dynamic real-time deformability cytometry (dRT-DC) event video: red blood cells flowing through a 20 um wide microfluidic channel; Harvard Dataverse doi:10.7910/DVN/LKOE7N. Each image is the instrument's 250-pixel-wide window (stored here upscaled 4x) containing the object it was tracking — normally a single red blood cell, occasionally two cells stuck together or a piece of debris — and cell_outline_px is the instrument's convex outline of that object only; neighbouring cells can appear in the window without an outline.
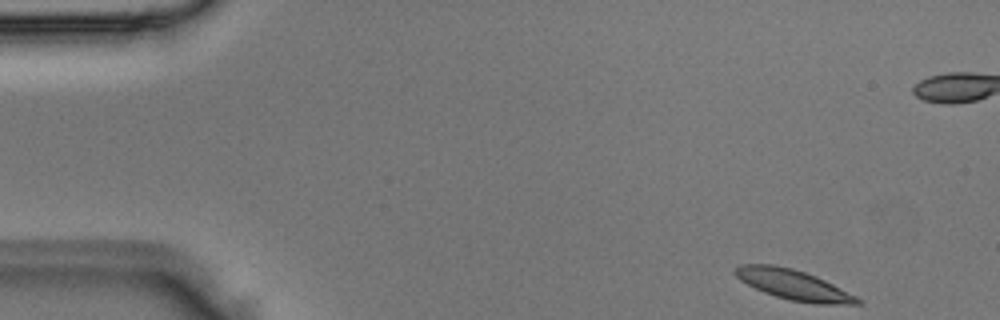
{"species": "Egyptian fruit bat (a non-hibernating species)", "species_latin": "Rousettus aegyptiacus", "temperature_condition": "room temperature", "stored_images_in_passage": 3, "camera_frame_rate_fps": 3000, "um_per_image_px": 0.085, "animal": {"sex": "male"}, "frame": {"image": 1, "passage_image": 1, "time_ms": 0.0, "image_size_px": [1000, 320], "cell_outline_px": [[864, 300], [860, 304], [812, 304], [788, 300], [764, 292], [740, 280], [732, 272], [732, 268], [740, 264], [772, 264], [792, 268], [816, 276]], "centroid_in_image_um": [67.42, 24.2], "position_along_channel_um": 17.6, "area_um2": 21.5}}